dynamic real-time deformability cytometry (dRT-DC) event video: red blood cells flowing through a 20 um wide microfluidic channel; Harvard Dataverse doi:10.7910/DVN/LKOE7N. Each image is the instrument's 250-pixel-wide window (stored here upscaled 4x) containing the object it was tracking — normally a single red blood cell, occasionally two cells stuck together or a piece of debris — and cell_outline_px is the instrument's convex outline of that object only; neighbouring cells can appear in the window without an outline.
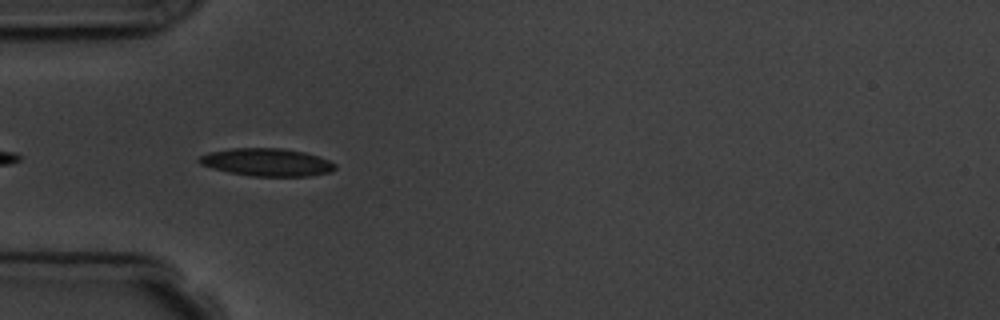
{"species": "common noctule bat (a hibernating species)", "species_latin": "Nyctalus noctula", "temperature_condition": "room temperature", "stored_images_in_passage": 6, "camera_frame_rate_fps": 3000, "um_per_image_px": 0.085, "animal": {"sex": "male", "body_mass_g": 19.5, "forearm_length_mm": 54.6}, "frame": {"image": 1, "passage_image": 5, "time_ms": 5.333, "image_size_px": [1000, 320], "cell_outline_px": [[336, 168], [332, 172], [312, 176], [252, 176], [228, 172], [212, 168], [200, 164], [196, 160], [200, 156], [208, 152], [232, 148], [280, 148], [304, 152], [320, 156], [336, 164]], "centroid_in_image_um": [22.7, 13.79], "position_along_channel_um": 62.3, "area_um2": 22.14}}